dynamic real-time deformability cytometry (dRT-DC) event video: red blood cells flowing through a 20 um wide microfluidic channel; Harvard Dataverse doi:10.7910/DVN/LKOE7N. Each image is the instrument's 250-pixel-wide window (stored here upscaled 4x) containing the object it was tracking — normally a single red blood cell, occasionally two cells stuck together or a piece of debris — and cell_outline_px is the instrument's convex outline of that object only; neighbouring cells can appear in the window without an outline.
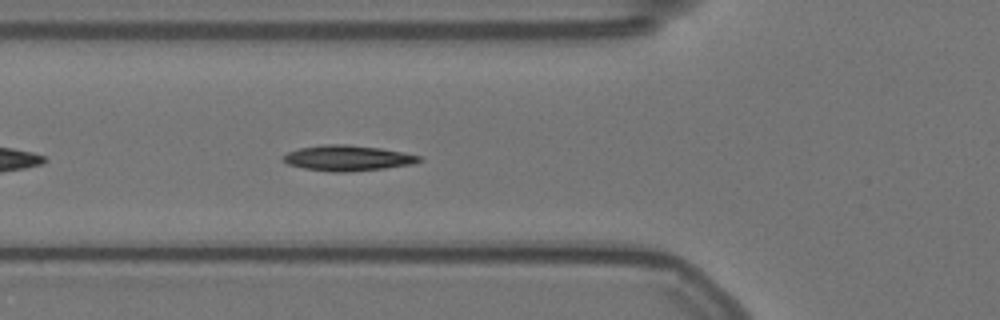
{"species": "Egyptian fruit bat (a non-hibernating species)", "species_latin": "Rousettus aegyptiacus", "temperature_condition": "warm", "stored_images_in_passage": 38, "camera_frame_rate_fps": 3000, "um_per_image_px": 0.085, "animal": {"sex": "female"}, "frame": {"image": 1, "passage_image": 7, "time_ms": 2.0, "image_size_px": [1000, 320], "cell_outline_px": [[424, 160], [416, 164], [384, 168], [344, 172], [332, 172], [304, 168], [288, 164], [284, 160], [284, 156], [288, 152], [300, 148], [324, 144], [348, 144], [380, 148], [404, 152], [420, 156]], "centroid_in_image_um": [29.61, 13.43], "position_along_channel_um": 96.2, "area_um2": 20.17}}
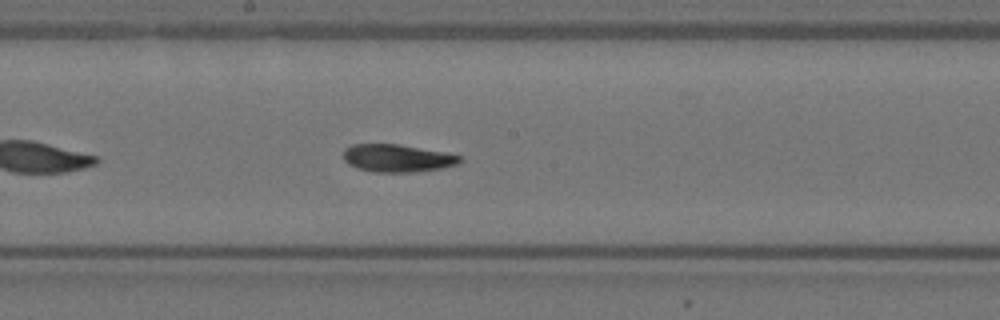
{"frame": {"image": 2, "passage_image": 17, "time_ms": 5.333, "image_size_px": [1000, 320], "cell_outline_px": [[464, 160], [456, 164], [444, 168], [412, 172], [372, 172], [356, 168], [348, 164], [344, 160], [344, 148], [352, 144], [400, 144], [448, 152], [460, 156]], "centroid_in_image_um": [33.78, 13.44], "position_along_channel_um": 214.4, "area_um2": 19.07}}
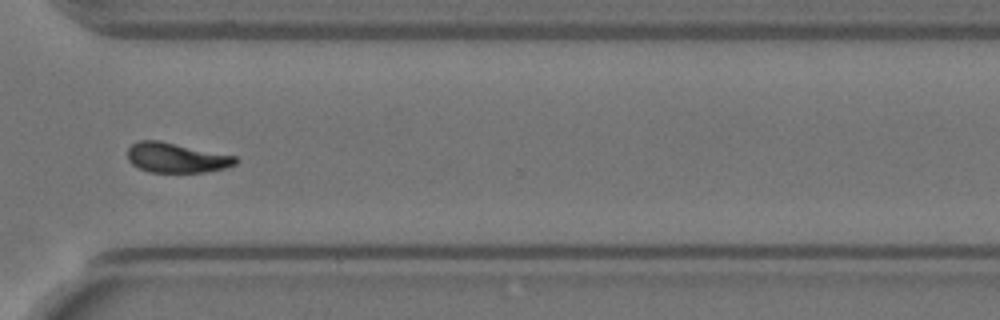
{"frame": {"image": 3, "passage_image": 29, "time_ms": 9.333, "image_size_px": [1000, 320], "cell_outline_px": [[240, 160], [236, 164], [224, 168], [204, 172], [148, 172], [132, 164], [128, 160], [128, 148], [132, 144], [140, 140], [160, 140], [236, 156]], "centroid_in_image_um": [15.0, 13.4], "position_along_channel_um": 355.6, "area_um2": 18.84}, "authors_computed_cell_mechanics": {"area_um2": 19.2763, "velocity_mm_per_s": 3.5306, "shape_relaxation_time_tau1_ms": 4.2484, "shape_relaxation_time_tau2_ms": 5.1472, "deformation_change_tau1": 0.1618, "deformation_change_tau2": 0.058}}